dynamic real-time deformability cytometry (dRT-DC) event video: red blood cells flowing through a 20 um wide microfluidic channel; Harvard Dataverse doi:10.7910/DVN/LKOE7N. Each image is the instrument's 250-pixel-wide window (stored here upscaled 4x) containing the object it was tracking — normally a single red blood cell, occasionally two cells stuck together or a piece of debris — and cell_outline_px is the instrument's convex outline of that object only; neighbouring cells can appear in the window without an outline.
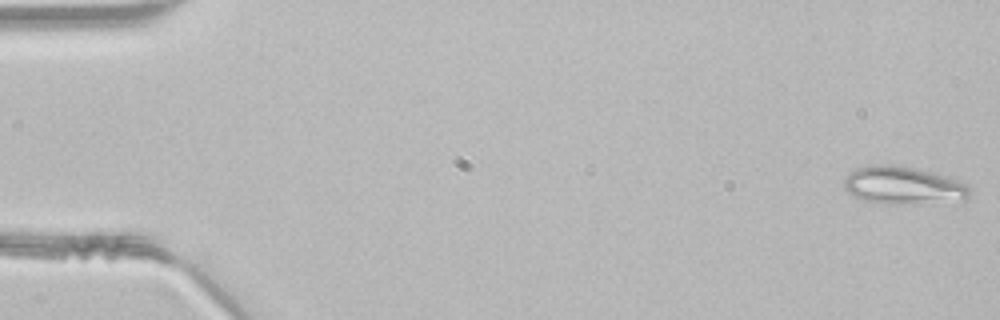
{"species": "common noctule bat (a hibernating species)", "species_latin": "Nyctalus noctula", "temperature_condition": "room temperature", "stored_images_in_passage": 15, "camera_frame_rate_fps": 3000, "um_per_image_px": 0.085, "animal": {"sex": "male", "body_mass_g": 21.5, "forearm_length_mm": 52.0}, "frame": {"image": 1, "passage_image": 1, "time_ms": 0.0, "image_size_px": [1000, 320], "cell_outline_px": [[972, 192], [964, 204], [884, 204], [864, 200], [852, 196], [844, 188], [844, 180], [856, 168], [912, 168], [928, 172], [968, 184], [972, 188]], "centroid_in_image_um": [76.95, 15.89], "position_along_channel_um": 8.1, "area_um2": 27.28}}